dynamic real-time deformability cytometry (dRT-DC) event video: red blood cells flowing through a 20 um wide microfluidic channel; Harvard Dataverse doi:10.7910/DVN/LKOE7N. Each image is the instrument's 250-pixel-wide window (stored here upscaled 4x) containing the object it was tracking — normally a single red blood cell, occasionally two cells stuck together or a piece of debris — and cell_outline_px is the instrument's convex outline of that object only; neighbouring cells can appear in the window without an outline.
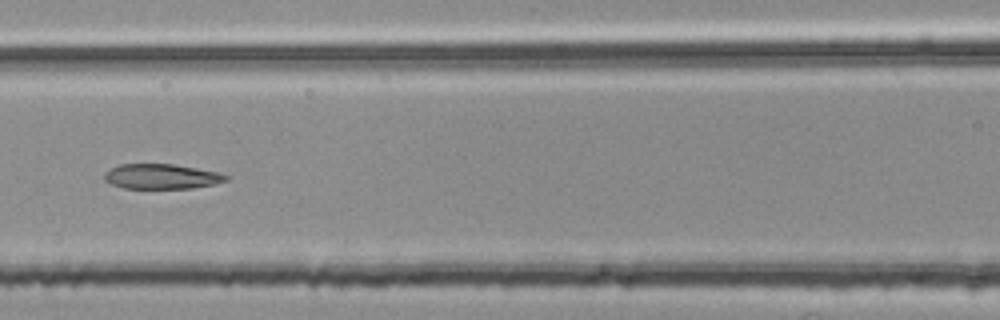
{"species": "common noctule bat (a hibernating species)", "species_latin": "Nyctalus noctula", "temperature_condition": "room temperature", "stored_images_in_passage": 53, "segment_of_instrument_passage": [2, 2], "camera_frame_rate_fps": 3000, "um_per_image_px": 0.085, "animal": {"sex": "female", "body_mass_g": 25.1}, "frame": {"image": 1, "passage_image": 24, "time_ms": 7.667, "image_size_px": [1000, 320], "cell_outline_px": [[228, 180], [216, 184], [192, 188], [124, 188], [112, 184], [104, 180], [104, 172], [120, 164], [172, 164], [196, 168], [216, 172], [228, 176]], "centroid_in_image_um": [13.72, 15.0], "position_along_channel_um": 152.9, "area_um2": 17.57}}
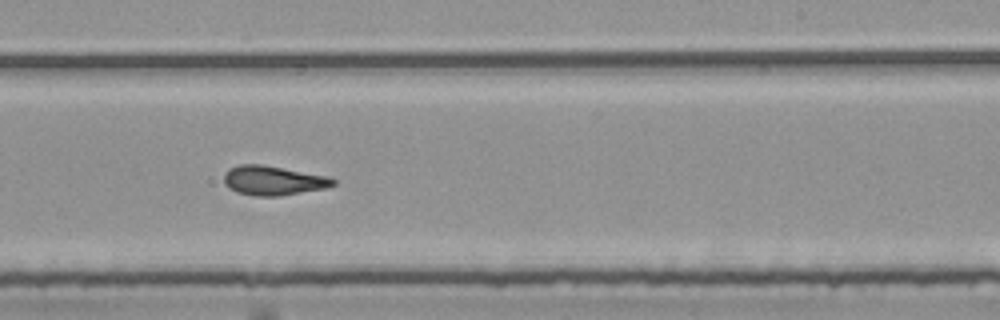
{"frame": {"image": 2, "passage_image": 33, "time_ms": 10.667, "image_size_px": [1000, 320], "cell_outline_px": [[336, 184], [324, 188], [280, 196], [256, 196], [236, 192], [228, 188], [224, 184], [224, 172], [228, 168], [240, 164], [260, 164], [324, 176], [336, 180]], "centroid_in_image_um": [23.14, 15.35], "position_along_channel_um": 265.9, "area_um2": 18.5}}
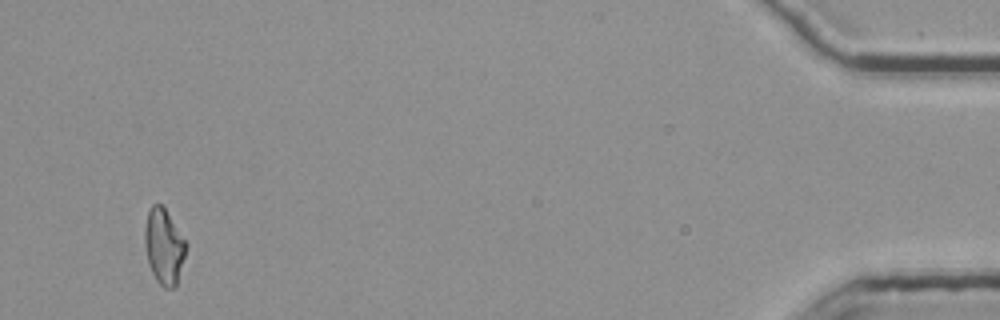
{"frame": {"image": 3, "passage_image": 52, "time_ms": 17.0, "image_size_px": [1000, 320], "cell_outline_px": [[188, 244], [176, 288], [164, 288], [156, 280], [148, 264], [144, 244], [144, 228], [148, 212], [152, 204], [160, 204], [164, 208]], "centroid_in_image_um": [13.93, 20.98], "position_along_channel_um": 421.3, "area_um2": 18.21}}